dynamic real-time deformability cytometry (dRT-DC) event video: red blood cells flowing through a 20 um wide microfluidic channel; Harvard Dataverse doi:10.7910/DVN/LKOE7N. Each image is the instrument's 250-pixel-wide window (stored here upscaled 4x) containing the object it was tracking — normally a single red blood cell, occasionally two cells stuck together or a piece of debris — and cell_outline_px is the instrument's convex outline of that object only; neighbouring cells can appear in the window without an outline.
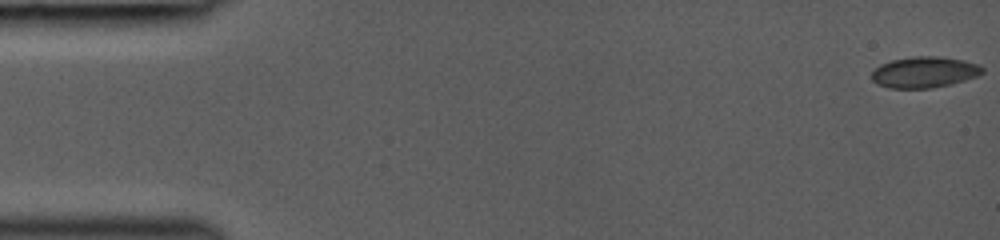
{"species": "common noctule bat (a hibernating species)", "species_latin": "Nyctalus noctula", "temperature_condition": "room temperature", "stored_images_in_passage": 5, "camera_frame_rate_fps": 3000, "um_per_image_px": 0.085, "animal": {"sex": "female", "body_mass_g": 19.0, "forearm_length_mm": 53.3}, "frame": {"image": 1, "passage_image": 1, "time_ms": 0.0, "image_size_px": [1000, 240], "cell_outline_px": [[984, 72], [976, 76], [964, 80], [932, 88], [888, 88], [872, 80], [872, 72], [880, 64], [892, 60], [912, 56], [936, 56], [964, 60], [980, 64], [984, 68]], "centroid_in_image_um": [78.58, 6.12], "position_along_channel_um": 6.4, "area_um2": 19.94}}